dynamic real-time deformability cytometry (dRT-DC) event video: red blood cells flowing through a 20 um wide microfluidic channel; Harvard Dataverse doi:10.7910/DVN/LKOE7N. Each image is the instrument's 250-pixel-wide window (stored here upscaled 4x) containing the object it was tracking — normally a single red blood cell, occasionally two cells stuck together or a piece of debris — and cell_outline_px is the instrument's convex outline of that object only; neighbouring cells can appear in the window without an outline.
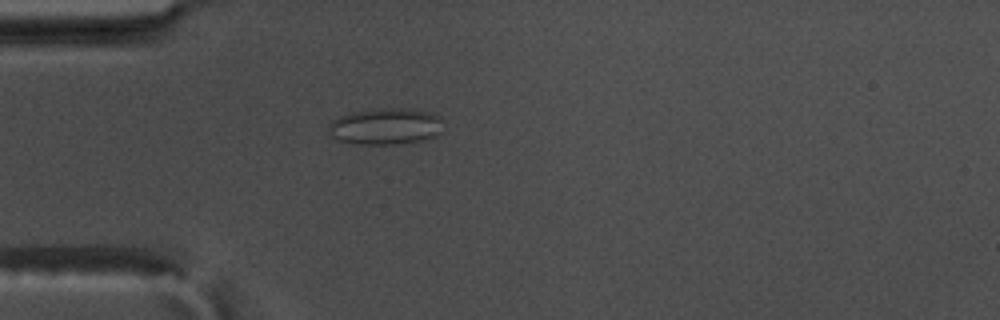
{"species": "common noctule bat (a hibernating species)", "species_latin": "Nyctalus noctula", "temperature_condition": "warm", "stored_images_in_passage": 34, "camera_frame_rate_fps": 3000, "um_per_image_px": 0.085, "animal": {"sex": "male", "body_mass_g": 17.5, "forearm_length_mm": 52.3}, "frame": {"image": 1, "passage_image": 1, "time_ms": 0.0, "image_size_px": [1000, 320], "cell_outline_px": [[440, 132], [432, 136], [420, 140], [392, 144], [360, 144], [340, 140], [332, 136], [328, 132], [328, 124], [332, 120], [340, 116], [352, 112], [388, 108], [404, 108], [432, 112], [440, 116]], "centroid_in_image_um": [32.73, 10.73], "position_along_channel_um": 52.3, "area_um2": 23.93}}
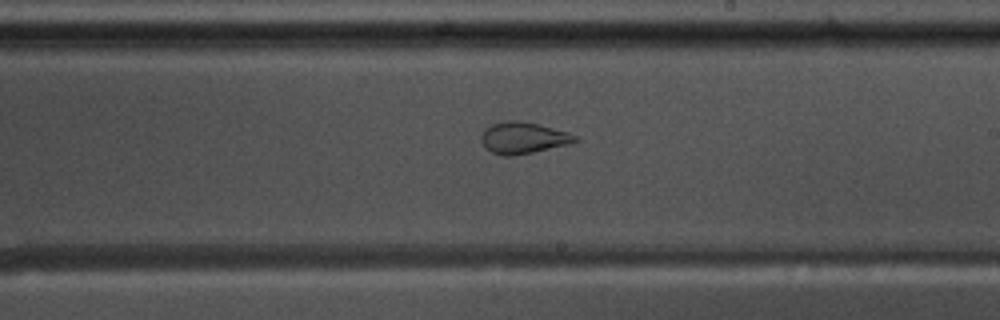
{"frame": {"image": 2, "passage_image": 18, "time_ms": 5.667, "image_size_px": [1000, 320], "cell_outline_px": [[580, 140], [572, 144], [512, 156], [504, 156], [492, 152], [484, 148], [480, 140], [480, 136], [484, 128], [492, 124], [508, 120], [520, 120], [568, 132], [576, 136]], "centroid_in_image_um": [44.45, 11.72], "position_along_channel_um": 244.6, "area_um2": 17.4}}
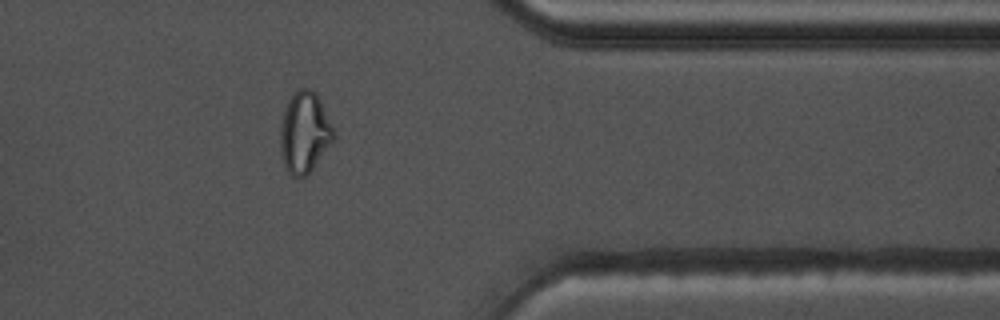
{"frame": {"image": 3, "passage_image": 31, "time_ms": 10.0, "image_size_px": [1000, 320], "cell_outline_px": [[336, 136], [308, 176], [300, 180], [296, 180], [288, 172], [284, 164], [280, 148], [280, 128], [284, 112], [288, 100], [300, 88], [308, 88], [316, 92], [336, 132]], "centroid_in_image_um": [25.9, 11.32], "position_along_channel_um": 385.5, "area_um2": 25.43}}